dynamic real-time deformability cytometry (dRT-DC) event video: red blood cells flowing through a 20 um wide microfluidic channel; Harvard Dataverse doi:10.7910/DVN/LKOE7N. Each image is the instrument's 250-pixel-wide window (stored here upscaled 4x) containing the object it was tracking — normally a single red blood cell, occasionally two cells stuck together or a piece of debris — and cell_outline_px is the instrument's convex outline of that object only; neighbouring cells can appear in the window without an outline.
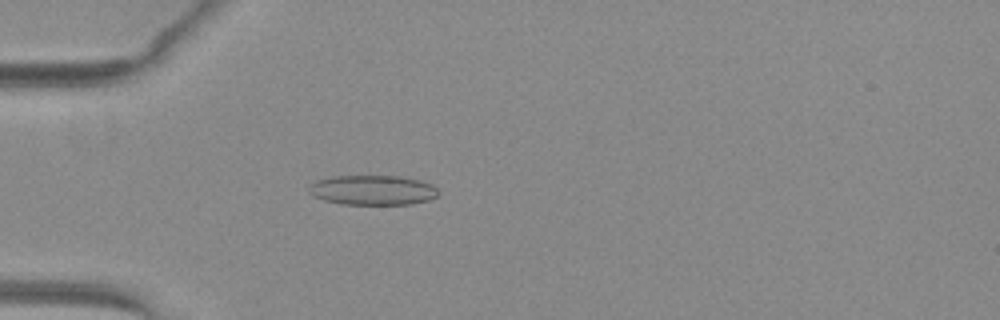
{"species": "common noctule bat (a hibernating species)", "species_latin": "Nyctalus noctula", "temperature_condition": "warm", "stored_images_in_passage": 48, "camera_frame_rate_fps": 3000, "um_per_image_px": 0.085, "animal": {"sex": "female", "body_mass_g": 29.2, "forearm_length_mm": 56.3}, "frame": {"image": 1, "passage_image": 12, "time_ms": 3.667, "image_size_px": [1000, 320], "cell_outline_px": [[440, 192], [436, 196], [428, 200], [412, 204], [340, 204], [324, 200], [312, 196], [308, 192], [308, 184], [316, 180], [332, 176], [400, 176], [420, 180], [432, 184]], "centroid_in_image_um": [31.64, 16.15], "position_along_channel_um": 53.4, "area_um2": 22.72}}
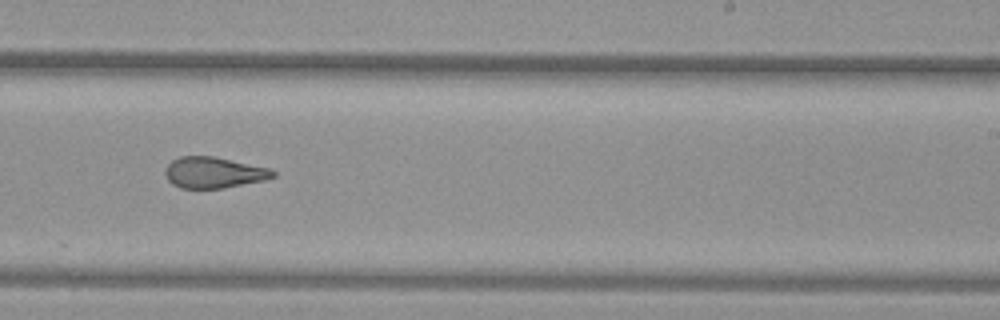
{"frame": {"image": 2, "passage_image": 29, "time_ms": 9.333, "image_size_px": [1000, 320], "cell_outline_px": [[276, 176], [264, 180], [224, 188], [180, 188], [172, 184], [168, 180], [164, 172], [164, 168], [172, 160], [180, 156], [212, 156], [272, 168], [276, 172]], "centroid_in_image_um": [18.17, 14.66], "position_along_channel_um": 270.8, "area_um2": 19.65}}
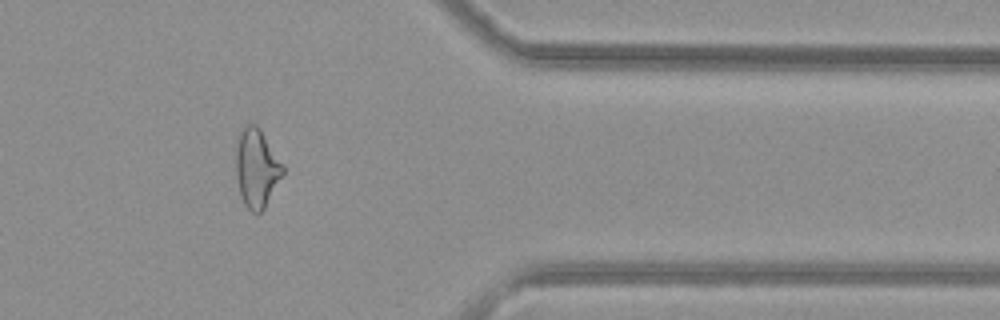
{"frame": {"image": 3, "passage_image": 39, "time_ms": 12.667, "image_size_px": [1000, 320], "cell_outline_px": [[284, 172], [264, 208], [260, 212], [252, 212], [244, 204], [240, 196], [236, 176], [236, 136], [248, 124], [256, 124], [260, 128], [284, 164]], "centroid_in_image_um": [21.8, 14.26], "position_along_channel_um": 389.6, "area_um2": 21.56}, "authors_computed_cell_mechanics": {"area_um2": 22.4842, "velocity_mm_per_s": 4.0456, "shape_relaxation_time_tau1_ms": null, "shape_relaxation_time_tau2_ms": 1.764, "deformation_change_tau1": null, "deformation_change_tau2": 0.1031}}